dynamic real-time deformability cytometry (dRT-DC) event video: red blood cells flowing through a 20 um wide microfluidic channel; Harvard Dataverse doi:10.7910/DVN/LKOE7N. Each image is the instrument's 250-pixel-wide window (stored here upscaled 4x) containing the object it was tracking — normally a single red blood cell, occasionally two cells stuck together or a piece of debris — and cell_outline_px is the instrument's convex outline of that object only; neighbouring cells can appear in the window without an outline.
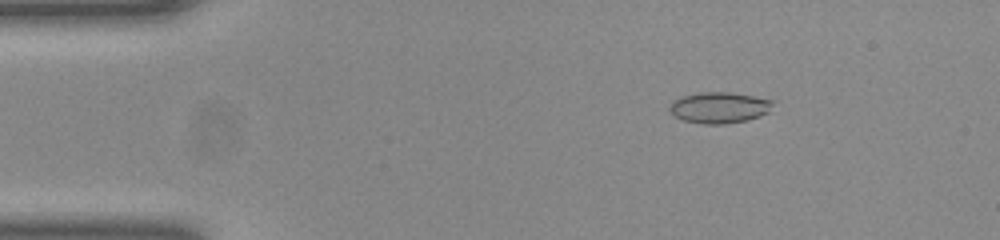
{"species": "common noctule bat (a hibernating species)", "species_latin": "Nyctalus noctula", "temperature_condition": "room temperature", "stored_images_in_passage": 51, "camera_frame_rate_fps": 3000, "um_per_image_px": 0.085, "animal": {"sex": "female", "body_mass_g": 23.0, "forearm_length_mm": 53.4}, "frame": {"image": 1, "passage_image": 8, "time_ms": 2.333, "image_size_px": [1000, 240], "cell_outline_px": [[772, 104], [768, 112], [760, 116], [744, 120], [724, 124], [704, 124], [684, 120], [676, 116], [668, 108], [672, 100], [680, 96], [700, 92], [732, 92], [772, 100]], "centroid_in_image_um": [61.1, 9.13], "position_along_channel_um": 23.9, "area_um2": 18.55}}
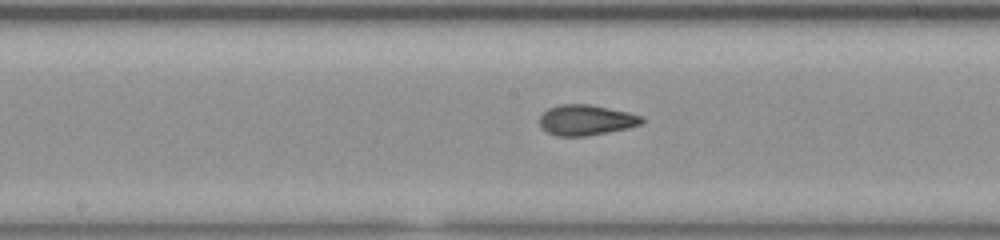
{"frame": {"image": 2, "passage_image": 26, "time_ms": 8.333, "image_size_px": [1000, 240], "cell_outline_px": [[644, 120], [640, 124], [628, 128], [608, 132], [584, 136], [556, 136], [548, 132], [540, 124], [540, 116], [548, 108], [560, 104], [588, 104], [628, 112], [644, 116]], "centroid_in_image_um": [49.83, 10.2], "position_along_channel_um": 198.4, "area_um2": 18.03}}
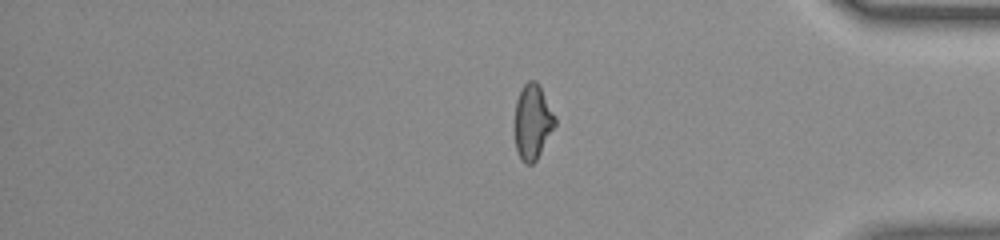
{"frame": {"image": 3, "passage_image": 42, "time_ms": 13.667, "image_size_px": [1000, 240], "cell_outline_px": [[556, 124], [536, 160], [532, 164], [524, 164], [520, 160], [516, 148], [516, 100], [520, 88], [528, 80], [536, 80], [540, 84], [556, 116]], "centroid_in_image_um": [45.29, 10.31], "position_along_channel_um": 389.9, "area_um2": 17.69}, "authors_computed_cell_mechanics": {"area_um2": 18.207, "velocity_mm_per_s": 4.0603, "shape_relaxation_time_tau1_ms": null, "shape_relaxation_time_tau2_ms": 1.2406, "deformation_change_tau1": null, "deformation_change_tau2": 0.0682}}